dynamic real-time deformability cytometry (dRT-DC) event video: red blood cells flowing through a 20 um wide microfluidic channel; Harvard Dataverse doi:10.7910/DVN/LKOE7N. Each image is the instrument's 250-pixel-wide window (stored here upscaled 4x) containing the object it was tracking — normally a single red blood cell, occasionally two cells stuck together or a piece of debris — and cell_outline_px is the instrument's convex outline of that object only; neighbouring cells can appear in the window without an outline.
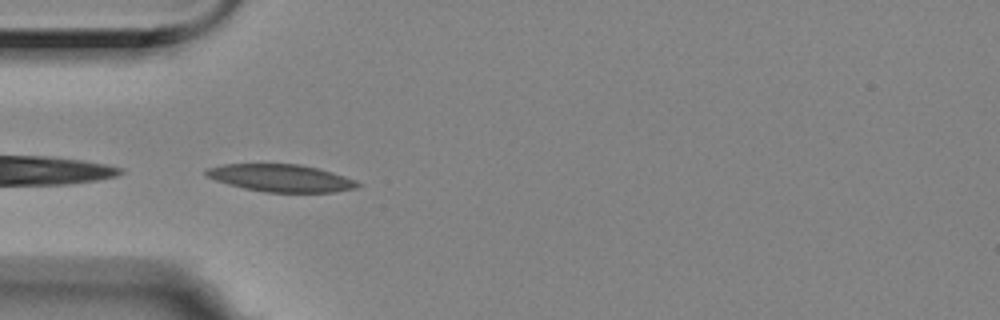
{"species": "Egyptian fruit bat (a non-hibernating species)", "species_latin": "Rousettus aegyptiacus", "temperature_condition": "room temperature", "stored_images_in_passage": 20, "camera_frame_rate_fps": 3000, "um_per_image_px": 0.085, "animal": {"sex": "female"}, "frame": {"image": 1, "passage_image": 1, "time_ms": 0.0, "image_size_px": [1000, 320], "cell_outline_px": [[360, 184], [356, 188], [332, 192], [264, 192], [244, 188], [228, 184], [204, 176], [204, 168], [224, 164], [300, 164], [332, 172], [356, 180]], "centroid_in_image_um": [23.82, 15.13], "position_along_channel_um": 61.2, "area_um2": 24.16}}
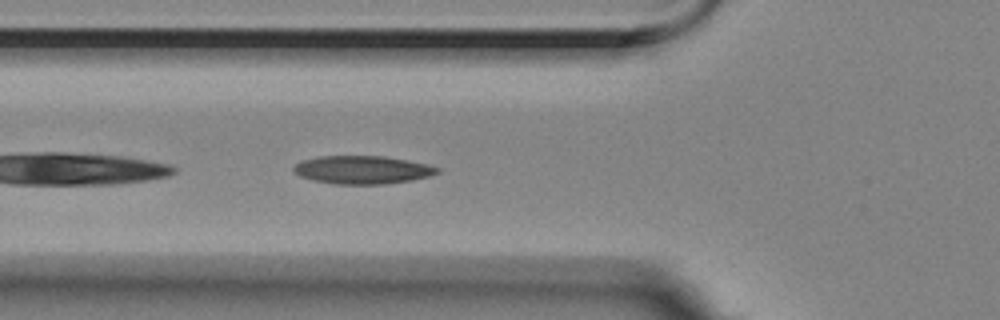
{"frame": {"image": 2, "passage_image": 4, "time_ms": 1.0, "image_size_px": [1000, 320], "cell_outline_px": [[440, 172], [428, 176], [412, 180], [384, 184], [332, 184], [312, 180], [300, 176], [292, 168], [296, 164], [304, 160], [320, 156], [384, 156], [428, 164], [440, 168]], "centroid_in_image_um": [30.82, 14.44], "position_along_channel_um": 95.0, "area_um2": 23.47}}
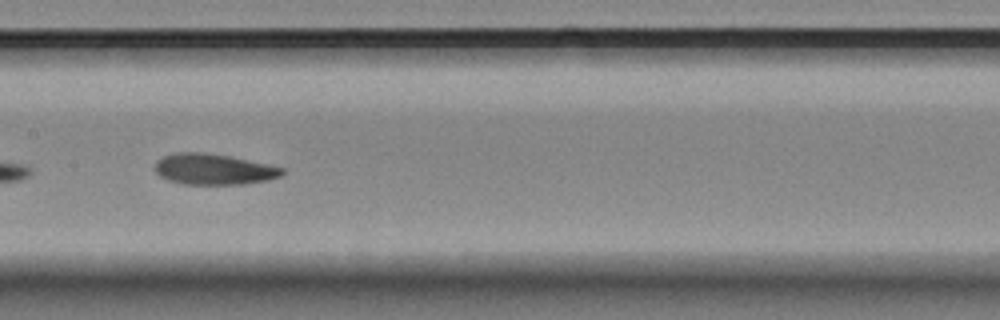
{"frame": {"image": 3, "passage_image": 12, "time_ms": 3.667, "image_size_px": [1000, 320], "cell_outline_px": [[284, 172], [280, 176], [268, 180], [244, 184], [184, 184], [168, 180], [160, 176], [156, 172], [156, 160], [164, 156], [176, 152], [200, 152], [228, 156], [284, 168]], "centroid_in_image_um": [18.14, 14.39], "position_along_channel_um": 189.3, "area_um2": 22.6}}